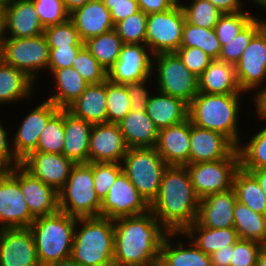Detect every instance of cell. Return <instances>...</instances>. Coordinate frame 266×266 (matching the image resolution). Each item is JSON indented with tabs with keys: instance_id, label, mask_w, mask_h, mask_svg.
<instances>
[{
	"instance_id": "cell-1",
	"label": "cell",
	"mask_w": 266,
	"mask_h": 266,
	"mask_svg": "<svg viewBox=\"0 0 266 266\" xmlns=\"http://www.w3.org/2000/svg\"><path fill=\"white\" fill-rule=\"evenodd\" d=\"M170 231L149 210L114 220V266H149L160 261Z\"/></svg>"
},
{
	"instance_id": "cell-2",
	"label": "cell",
	"mask_w": 266,
	"mask_h": 266,
	"mask_svg": "<svg viewBox=\"0 0 266 266\" xmlns=\"http://www.w3.org/2000/svg\"><path fill=\"white\" fill-rule=\"evenodd\" d=\"M199 202L186 166H167L150 211L170 232H184L196 221Z\"/></svg>"
},
{
	"instance_id": "cell-3",
	"label": "cell",
	"mask_w": 266,
	"mask_h": 266,
	"mask_svg": "<svg viewBox=\"0 0 266 266\" xmlns=\"http://www.w3.org/2000/svg\"><path fill=\"white\" fill-rule=\"evenodd\" d=\"M241 95L200 93L192 99L188 108L191 123L208 130L219 132L228 137L236 146L242 139L239 132Z\"/></svg>"
},
{
	"instance_id": "cell-4",
	"label": "cell",
	"mask_w": 266,
	"mask_h": 266,
	"mask_svg": "<svg viewBox=\"0 0 266 266\" xmlns=\"http://www.w3.org/2000/svg\"><path fill=\"white\" fill-rule=\"evenodd\" d=\"M71 257L80 266H114V220L77 218Z\"/></svg>"
},
{
	"instance_id": "cell-5",
	"label": "cell",
	"mask_w": 266,
	"mask_h": 266,
	"mask_svg": "<svg viewBox=\"0 0 266 266\" xmlns=\"http://www.w3.org/2000/svg\"><path fill=\"white\" fill-rule=\"evenodd\" d=\"M77 218L58 210L36 217L29 226L41 266H49L71 257Z\"/></svg>"
},
{
	"instance_id": "cell-6",
	"label": "cell",
	"mask_w": 266,
	"mask_h": 266,
	"mask_svg": "<svg viewBox=\"0 0 266 266\" xmlns=\"http://www.w3.org/2000/svg\"><path fill=\"white\" fill-rule=\"evenodd\" d=\"M93 182V162L76 163L58 192L59 210L76 218L99 217L101 201Z\"/></svg>"
},
{
	"instance_id": "cell-7",
	"label": "cell",
	"mask_w": 266,
	"mask_h": 266,
	"mask_svg": "<svg viewBox=\"0 0 266 266\" xmlns=\"http://www.w3.org/2000/svg\"><path fill=\"white\" fill-rule=\"evenodd\" d=\"M121 165L123 172L150 205L158 195L163 172L168 166L157 149L129 148Z\"/></svg>"
},
{
	"instance_id": "cell-8",
	"label": "cell",
	"mask_w": 266,
	"mask_h": 266,
	"mask_svg": "<svg viewBox=\"0 0 266 266\" xmlns=\"http://www.w3.org/2000/svg\"><path fill=\"white\" fill-rule=\"evenodd\" d=\"M153 60L152 70L153 73L154 70L157 72V88H154L189 105L199 92L198 77L183 64L176 53H160L154 55Z\"/></svg>"
},
{
	"instance_id": "cell-9",
	"label": "cell",
	"mask_w": 266,
	"mask_h": 266,
	"mask_svg": "<svg viewBox=\"0 0 266 266\" xmlns=\"http://www.w3.org/2000/svg\"><path fill=\"white\" fill-rule=\"evenodd\" d=\"M0 43L4 63L23 71L34 82L39 80L37 73L48 69L50 49L44 34L27 38L1 37Z\"/></svg>"
},
{
	"instance_id": "cell-10",
	"label": "cell",
	"mask_w": 266,
	"mask_h": 266,
	"mask_svg": "<svg viewBox=\"0 0 266 266\" xmlns=\"http://www.w3.org/2000/svg\"><path fill=\"white\" fill-rule=\"evenodd\" d=\"M196 195L202 199L212 193H221L233 188L240 158L236 149L229 157L186 165Z\"/></svg>"
},
{
	"instance_id": "cell-11",
	"label": "cell",
	"mask_w": 266,
	"mask_h": 266,
	"mask_svg": "<svg viewBox=\"0 0 266 266\" xmlns=\"http://www.w3.org/2000/svg\"><path fill=\"white\" fill-rule=\"evenodd\" d=\"M185 21L180 3L167 11L147 14L145 44L153 55L177 51Z\"/></svg>"
},
{
	"instance_id": "cell-12",
	"label": "cell",
	"mask_w": 266,
	"mask_h": 266,
	"mask_svg": "<svg viewBox=\"0 0 266 266\" xmlns=\"http://www.w3.org/2000/svg\"><path fill=\"white\" fill-rule=\"evenodd\" d=\"M30 213L20 186V165L0 170V229L29 228Z\"/></svg>"
},
{
	"instance_id": "cell-13",
	"label": "cell",
	"mask_w": 266,
	"mask_h": 266,
	"mask_svg": "<svg viewBox=\"0 0 266 266\" xmlns=\"http://www.w3.org/2000/svg\"><path fill=\"white\" fill-rule=\"evenodd\" d=\"M153 54L146 44H124L119 58L107 71V79L127 84L149 79L153 75Z\"/></svg>"
},
{
	"instance_id": "cell-14",
	"label": "cell",
	"mask_w": 266,
	"mask_h": 266,
	"mask_svg": "<svg viewBox=\"0 0 266 266\" xmlns=\"http://www.w3.org/2000/svg\"><path fill=\"white\" fill-rule=\"evenodd\" d=\"M150 205L122 171L101 202L100 216L115 220L147 213Z\"/></svg>"
},
{
	"instance_id": "cell-15",
	"label": "cell",
	"mask_w": 266,
	"mask_h": 266,
	"mask_svg": "<svg viewBox=\"0 0 266 266\" xmlns=\"http://www.w3.org/2000/svg\"><path fill=\"white\" fill-rule=\"evenodd\" d=\"M235 71L238 85L246 94L266 83V25L252 37Z\"/></svg>"
},
{
	"instance_id": "cell-16",
	"label": "cell",
	"mask_w": 266,
	"mask_h": 266,
	"mask_svg": "<svg viewBox=\"0 0 266 266\" xmlns=\"http://www.w3.org/2000/svg\"><path fill=\"white\" fill-rule=\"evenodd\" d=\"M43 102V103H42ZM26 114L13 139L11 140L15 156L21 161L37 150L39 136L48 121L60 110L50 100L45 99Z\"/></svg>"
},
{
	"instance_id": "cell-17",
	"label": "cell",
	"mask_w": 266,
	"mask_h": 266,
	"mask_svg": "<svg viewBox=\"0 0 266 266\" xmlns=\"http://www.w3.org/2000/svg\"><path fill=\"white\" fill-rule=\"evenodd\" d=\"M76 163L63 154L33 151L20 165L34 177L59 192L66 184L69 174Z\"/></svg>"
},
{
	"instance_id": "cell-18",
	"label": "cell",
	"mask_w": 266,
	"mask_h": 266,
	"mask_svg": "<svg viewBox=\"0 0 266 266\" xmlns=\"http://www.w3.org/2000/svg\"><path fill=\"white\" fill-rule=\"evenodd\" d=\"M0 266H41L29 228L0 229Z\"/></svg>"
},
{
	"instance_id": "cell-19",
	"label": "cell",
	"mask_w": 266,
	"mask_h": 266,
	"mask_svg": "<svg viewBox=\"0 0 266 266\" xmlns=\"http://www.w3.org/2000/svg\"><path fill=\"white\" fill-rule=\"evenodd\" d=\"M128 149L118 124L93 125L89 141L88 162L121 163Z\"/></svg>"
},
{
	"instance_id": "cell-20",
	"label": "cell",
	"mask_w": 266,
	"mask_h": 266,
	"mask_svg": "<svg viewBox=\"0 0 266 266\" xmlns=\"http://www.w3.org/2000/svg\"><path fill=\"white\" fill-rule=\"evenodd\" d=\"M237 146L225 135L198 127L190 121L189 164L229 157Z\"/></svg>"
},
{
	"instance_id": "cell-21",
	"label": "cell",
	"mask_w": 266,
	"mask_h": 266,
	"mask_svg": "<svg viewBox=\"0 0 266 266\" xmlns=\"http://www.w3.org/2000/svg\"><path fill=\"white\" fill-rule=\"evenodd\" d=\"M44 30L32 0H17L2 10L1 37H34Z\"/></svg>"
},
{
	"instance_id": "cell-22",
	"label": "cell",
	"mask_w": 266,
	"mask_h": 266,
	"mask_svg": "<svg viewBox=\"0 0 266 266\" xmlns=\"http://www.w3.org/2000/svg\"><path fill=\"white\" fill-rule=\"evenodd\" d=\"M237 201L233 188L221 193L209 194L199 202L196 222L208 228L234 227V207Z\"/></svg>"
},
{
	"instance_id": "cell-23",
	"label": "cell",
	"mask_w": 266,
	"mask_h": 266,
	"mask_svg": "<svg viewBox=\"0 0 266 266\" xmlns=\"http://www.w3.org/2000/svg\"><path fill=\"white\" fill-rule=\"evenodd\" d=\"M168 166H186L189 164L190 119L182 123L159 130L155 146Z\"/></svg>"
},
{
	"instance_id": "cell-24",
	"label": "cell",
	"mask_w": 266,
	"mask_h": 266,
	"mask_svg": "<svg viewBox=\"0 0 266 266\" xmlns=\"http://www.w3.org/2000/svg\"><path fill=\"white\" fill-rule=\"evenodd\" d=\"M69 19L73 22L83 42L114 29L110 10L102 0H91L73 10Z\"/></svg>"
},
{
	"instance_id": "cell-25",
	"label": "cell",
	"mask_w": 266,
	"mask_h": 266,
	"mask_svg": "<svg viewBox=\"0 0 266 266\" xmlns=\"http://www.w3.org/2000/svg\"><path fill=\"white\" fill-rule=\"evenodd\" d=\"M20 186L30 213L36 218L59 210L58 192L20 165Z\"/></svg>"
},
{
	"instance_id": "cell-26",
	"label": "cell",
	"mask_w": 266,
	"mask_h": 266,
	"mask_svg": "<svg viewBox=\"0 0 266 266\" xmlns=\"http://www.w3.org/2000/svg\"><path fill=\"white\" fill-rule=\"evenodd\" d=\"M107 80L89 84L66 110L88 123H107Z\"/></svg>"
},
{
	"instance_id": "cell-27",
	"label": "cell",
	"mask_w": 266,
	"mask_h": 266,
	"mask_svg": "<svg viewBox=\"0 0 266 266\" xmlns=\"http://www.w3.org/2000/svg\"><path fill=\"white\" fill-rule=\"evenodd\" d=\"M129 148H151L158 141L159 130L146 110L130 111L117 123Z\"/></svg>"
},
{
	"instance_id": "cell-28",
	"label": "cell",
	"mask_w": 266,
	"mask_h": 266,
	"mask_svg": "<svg viewBox=\"0 0 266 266\" xmlns=\"http://www.w3.org/2000/svg\"><path fill=\"white\" fill-rule=\"evenodd\" d=\"M93 125L64 109L63 155L75 163H88L90 134Z\"/></svg>"
},
{
	"instance_id": "cell-29",
	"label": "cell",
	"mask_w": 266,
	"mask_h": 266,
	"mask_svg": "<svg viewBox=\"0 0 266 266\" xmlns=\"http://www.w3.org/2000/svg\"><path fill=\"white\" fill-rule=\"evenodd\" d=\"M188 108L183 100L157 90V95L151 96L145 110L156 128L161 130L187 120Z\"/></svg>"
},
{
	"instance_id": "cell-30",
	"label": "cell",
	"mask_w": 266,
	"mask_h": 266,
	"mask_svg": "<svg viewBox=\"0 0 266 266\" xmlns=\"http://www.w3.org/2000/svg\"><path fill=\"white\" fill-rule=\"evenodd\" d=\"M178 235L180 232H170L164 240L159 261L162 266H211L210 255L205 254L192 240L188 247L182 241L174 243L176 240L171 238Z\"/></svg>"
},
{
	"instance_id": "cell-31",
	"label": "cell",
	"mask_w": 266,
	"mask_h": 266,
	"mask_svg": "<svg viewBox=\"0 0 266 266\" xmlns=\"http://www.w3.org/2000/svg\"><path fill=\"white\" fill-rule=\"evenodd\" d=\"M198 88L206 94L244 93L238 85L235 66L220 60H213L198 77Z\"/></svg>"
},
{
	"instance_id": "cell-32",
	"label": "cell",
	"mask_w": 266,
	"mask_h": 266,
	"mask_svg": "<svg viewBox=\"0 0 266 266\" xmlns=\"http://www.w3.org/2000/svg\"><path fill=\"white\" fill-rule=\"evenodd\" d=\"M180 235L186 236L188 241L192 240L199 249L208 255L219 249L227 248L229 245H234L239 240L234 227L214 229L200 226L196 221L184 232H180Z\"/></svg>"
},
{
	"instance_id": "cell-33",
	"label": "cell",
	"mask_w": 266,
	"mask_h": 266,
	"mask_svg": "<svg viewBox=\"0 0 266 266\" xmlns=\"http://www.w3.org/2000/svg\"><path fill=\"white\" fill-rule=\"evenodd\" d=\"M52 75L55 90L47 99L60 109H66L89 85L73 67L55 70Z\"/></svg>"
},
{
	"instance_id": "cell-34",
	"label": "cell",
	"mask_w": 266,
	"mask_h": 266,
	"mask_svg": "<svg viewBox=\"0 0 266 266\" xmlns=\"http://www.w3.org/2000/svg\"><path fill=\"white\" fill-rule=\"evenodd\" d=\"M34 83L23 71L3 62L0 66V105L30 98Z\"/></svg>"
},
{
	"instance_id": "cell-35",
	"label": "cell",
	"mask_w": 266,
	"mask_h": 266,
	"mask_svg": "<svg viewBox=\"0 0 266 266\" xmlns=\"http://www.w3.org/2000/svg\"><path fill=\"white\" fill-rule=\"evenodd\" d=\"M234 228L239 239L251 240L266 245V215L254 212L245 204L236 201Z\"/></svg>"
},
{
	"instance_id": "cell-36",
	"label": "cell",
	"mask_w": 266,
	"mask_h": 266,
	"mask_svg": "<svg viewBox=\"0 0 266 266\" xmlns=\"http://www.w3.org/2000/svg\"><path fill=\"white\" fill-rule=\"evenodd\" d=\"M233 189L237 201L245 204L254 212L266 215V195L257 179L241 167L236 171Z\"/></svg>"
},
{
	"instance_id": "cell-37",
	"label": "cell",
	"mask_w": 266,
	"mask_h": 266,
	"mask_svg": "<svg viewBox=\"0 0 266 266\" xmlns=\"http://www.w3.org/2000/svg\"><path fill=\"white\" fill-rule=\"evenodd\" d=\"M92 56L108 71L119 58L124 45L114 29L84 42Z\"/></svg>"
},
{
	"instance_id": "cell-38",
	"label": "cell",
	"mask_w": 266,
	"mask_h": 266,
	"mask_svg": "<svg viewBox=\"0 0 266 266\" xmlns=\"http://www.w3.org/2000/svg\"><path fill=\"white\" fill-rule=\"evenodd\" d=\"M180 47H198L213 60H218L221 44L214 28H204L185 21Z\"/></svg>"
},
{
	"instance_id": "cell-39",
	"label": "cell",
	"mask_w": 266,
	"mask_h": 266,
	"mask_svg": "<svg viewBox=\"0 0 266 266\" xmlns=\"http://www.w3.org/2000/svg\"><path fill=\"white\" fill-rule=\"evenodd\" d=\"M248 141V142H247ZM237 146L242 169L266 168V126L254 134L250 140Z\"/></svg>"
},
{
	"instance_id": "cell-40",
	"label": "cell",
	"mask_w": 266,
	"mask_h": 266,
	"mask_svg": "<svg viewBox=\"0 0 266 266\" xmlns=\"http://www.w3.org/2000/svg\"><path fill=\"white\" fill-rule=\"evenodd\" d=\"M265 21L255 16L234 39L221 46L218 60L235 66L252 37L265 25Z\"/></svg>"
},
{
	"instance_id": "cell-41",
	"label": "cell",
	"mask_w": 266,
	"mask_h": 266,
	"mask_svg": "<svg viewBox=\"0 0 266 266\" xmlns=\"http://www.w3.org/2000/svg\"><path fill=\"white\" fill-rule=\"evenodd\" d=\"M64 147V109H60L47 123L39 136L37 152L62 154Z\"/></svg>"
},
{
	"instance_id": "cell-42",
	"label": "cell",
	"mask_w": 266,
	"mask_h": 266,
	"mask_svg": "<svg viewBox=\"0 0 266 266\" xmlns=\"http://www.w3.org/2000/svg\"><path fill=\"white\" fill-rule=\"evenodd\" d=\"M180 6L185 15V20L196 26L214 28L223 13L208 0H190V4Z\"/></svg>"
},
{
	"instance_id": "cell-43",
	"label": "cell",
	"mask_w": 266,
	"mask_h": 266,
	"mask_svg": "<svg viewBox=\"0 0 266 266\" xmlns=\"http://www.w3.org/2000/svg\"><path fill=\"white\" fill-rule=\"evenodd\" d=\"M107 123H118L131 111V99L123 84L107 79Z\"/></svg>"
},
{
	"instance_id": "cell-44",
	"label": "cell",
	"mask_w": 266,
	"mask_h": 266,
	"mask_svg": "<svg viewBox=\"0 0 266 266\" xmlns=\"http://www.w3.org/2000/svg\"><path fill=\"white\" fill-rule=\"evenodd\" d=\"M147 14L142 10L114 24L115 32L124 44H145Z\"/></svg>"
},
{
	"instance_id": "cell-45",
	"label": "cell",
	"mask_w": 266,
	"mask_h": 266,
	"mask_svg": "<svg viewBox=\"0 0 266 266\" xmlns=\"http://www.w3.org/2000/svg\"><path fill=\"white\" fill-rule=\"evenodd\" d=\"M43 34L46 37L49 48L84 46L79 32L70 19L63 23L46 27Z\"/></svg>"
},
{
	"instance_id": "cell-46",
	"label": "cell",
	"mask_w": 266,
	"mask_h": 266,
	"mask_svg": "<svg viewBox=\"0 0 266 266\" xmlns=\"http://www.w3.org/2000/svg\"><path fill=\"white\" fill-rule=\"evenodd\" d=\"M254 17V14L251 15V12L247 10L238 13H224L214 26L221 46L234 39Z\"/></svg>"
},
{
	"instance_id": "cell-47",
	"label": "cell",
	"mask_w": 266,
	"mask_h": 266,
	"mask_svg": "<svg viewBox=\"0 0 266 266\" xmlns=\"http://www.w3.org/2000/svg\"><path fill=\"white\" fill-rule=\"evenodd\" d=\"M72 67L88 84H99L107 80V70L92 56L85 45L74 57Z\"/></svg>"
},
{
	"instance_id": "cell-48",
	"label": "cell",
	"mask_w": 266,
	"mask_h": 266,
	"mask_svg": "<svg viewBox=\"0 0 266 266\" xmlns=\"http://www.w3.org/2000/svg\"><path fill=\"white\" fill-rule=\"evenodd\" d=\"M122 171L121 163L93 162L94 190L101 202Z\"/></svg>"
},
{
	"instance_id": "cell-49",
	"label": "cell",
	"mask_w": 266,
	"mask_h": 266,
	"mask_svg": "<svg viewBox=\"0 0 266 266\" xmlns=\"http://www.w3.org/2000/svg\"><path fill=\"white\" fill-rule=\"evenodd\" d=\"M43 27L60 24L69 19L62 0H32Z\"/></svg>"
},
{
	"instance_id": "cell-50",
	"label": "cell",
	"mask_w": 266,
	"mask_h": 266,
	"mask_svg": "<svg viewBox=\"0 0 266 266\" xmlns=\"http://www.w3.org/2000/svg\"><path fill=\"white\" fill-rule=\"evenodd\" d=\"M262 246L256 241L239 239L232 249L230 266H257V258Z\"/></svg>"
},
{
	"instance_id": "cell-51",
	"label": "cell",
	"mask_w": 266,
	"mask_h": 266,
	"mask_svg": "<svg viewBox=\"0 0 266 266\" xmlns=\"http://www.w3.org/2000/svg\"><path fill=\"white\" fill-rule=\"evenodd\" d=\"M175 53L182 60L183 64L197 77L213 61L211 57L198 47H179Z\"/></svg>"
},
{
	"instance_id": "cell-52",
	"label": "cell",
	"mask_w": 266,
	"mask_h": 266,
	"mask_svg": "<svg viewBox=\"0 0 266 266\" xmlns=\"http://www.w3.org/2000/svg\"><path fill=\"white\" fill-rule=\"evenodd\" d=\"M82 47H58L49 48L48 70L52 74L55 70L70 68L73 64L74 57Z\"/></svg>"
},
{
	"instance_id": "cell-53",
	"label": "cell",
	"mask_w": 266,
	"mask_h": 266,
	"mask_svg": "<svg viewBox=\"0 0 266 266\" xmlns=\"http://www.w3.org/2000/svg\"><path fill=\"white\" fill-rule=\"evenodd\" d=\"M151 78L152 77H150L149 79H144L142 81L125 84L126 90L131 99V111L146 109L147 104L152 96V94L149 93L147 86L148 81L152 82Z\"/></svg>"
},
{
	"instance_id": "cell-54",
	"label": "cell",
	"mask_w": 266,
	"mask_h": 266,
	"mask_svg": "<svg viewBox=\"0 0 266 266\" xmlns=\"http://www.w3.org/2000/svg\"><path fill=\"white\" fill-rule=\"evenodd\" d=\"M7 129L0 120V170H9L20 165L21 161L15 156L12 144L8 141Z\"/></svg>"
},
{
	"instance_id": "cell-55",
	"label": "cell",
	"mask_w": 266,
	"mask_h": 266,
	"mask_svg": "<svg viewBox=\"0 0 266 266\" xmlns=\"http://www.w3.org/2000/svg\"><path fill=\"white\" fill-rule=\"evenodd\" d=\"M104 5L110 10L112 21L114 24L140 11L137 0H130V3Z\"/></svg>"
},
{
	"instance_id": "cell-56",
	"label": "cell",
	"mask_w": 266,
	"mask_h": 266,
	"mask_svg": "<svg viewBox=\"0 0 266 266\" xmlns=\"http://www.w3.org/2000/svg\"><path fill=\"white\" fill-rule=\"evenodd\" d=\"M182 0H137L140 10L145 14L167 11L178 5Z\"/></svg>"
},
{
	"instance_id": "cell-57",
	"label": "cell",
	"mask_w": 266,
	"mask_h": 266,
	"mask_svg": "<svg viewBox=\"0 0 266 266\" xmlns=\"http://www.w3.org/2000/svg\"><path fill=\"white\" fill-rule=\"evenodd\" d=\"M233 248L234 245H229L210 254L211 266H230Z\"/></svg>"
},
{
	"instance_id": "cell-58",
	"label": "cell",
	"mask_w": 266,
	"mask_h": 266,
	"mask_svg": "<svg viewBox=\"0 0 266 266\" xmlns=\"http://www.w3.org/2000/svg\"><path fill=\"white\" fill-rule=\"evenodd\" d=\"M258 88H256L255 90L257 91L253 93V102L256 108V113H258L257 116L266 121V83L264 86H259Z\"/></svg>"
},
{
	"instance_id": "cell-59",
	"label": "cell",
	"mask_w": 266,
	"mask_h": 266,
	"mask_svg": "<svg viewBox=\"0 0 266 266\" xmlns=\"http://www.w3.org/2000/svg\"><path fill=\"white\" fill-rule=\"evenodd\" d=\"M210 1L217 9H219L223 14L224 13H238L243 10L241 6V1L244 0H208Z\"/></svg>"
},
{
	"instance_id": "cell-60",
	"label": "cell",
	"mask_w": 266,
	"mask_h": 266,
	"mask_svg": "<svg viewBox=\"0 0 266 266\" xmlns=\"http://www.w3.org/2000/svg\"><path fill=\"white\" fill-rule=\"evenodd\" d=\"M249 171L258 181L259 185L261 186L262 190L266 195V168L264 169H244Z\"/></svg>"
},
{
	"instance_id": "cell-61",
	"label": "cell",
	"mask_w": 266,
	"mask_h": 266,
	"mask_svg": "<svg viewBox=\"0 0 266 266\" xmlns=\"http://www.w3.org/2000/svg\"><path fill=\"white\" fill-rule=\"evenodd\" d=\"M90 1L91 0H62L63 4L65 5L66 10L69 13H71L76 8L81 7Z\"/></svg>"
},
{
	"instance_id": "cell-62",
	"label": "cell",
	"mask_w": 266,
	"mask_h": 266,
	"mask_svg": "<svg viewBox=\"0 0 266 266\" xmlns=\"http://www.w3.org/2000/svg\"><path fill=\"white\" fill-rule=\"evenodd\" d=\"M49 266H80L72 257L62 259Z\"/></svg>"
},
{
	"instance_id": "cell-63",
	"label": "cell",
	"mask_w": 266,
	"mask_h": 266,
	"mask_svg": "<svg viewBox=\"0 0 266 266\" xmlns=\"http://www.w3.org/2000/svg\"><path fill=\"white\" fill-rule=\"evenodd\" d=\"M257 266H266V245H263L259 251Z\"/></svg>"
},
{
	"instance_id": "cell-64",
	"label": "cell",
	"mask_w": 266,
	"mask_h": 266,
	"mask_svg": "<svg viewBox=\"0 0 266 266\" xmlns=\"http://www.w3.org/2000/svg\"><path fill=\"white\" fill-rule=\"evenodd\" d=\"M16 1L17 0H0V9L3 10L4 8L8 7Z\"/></svg>"
},
{
	"instance_id": "cell-65",
	"label": "cell",
	"mask_w": 266,
	"mask_h": 266,
	"mask_svg": "<svg viewBox=\"0 0 266 266\" xmlns=\"http://www.w3.org/2000/svg\"><path fill=\"white\" fill-rule=\"evenodd\" d=\"M103 4L130 3V0H102Z\"/></svg>"
},
{
	"instance_id": "cell-66",
	"label": "cell",
	"mask_w": 266,
	"mask_h": 266,
	"mask_svg": "<svg viewBox=\"0 0 266 266\" xmlns=\"http://www.w3.org/2000/svg\"><path fill=\"white\" fill-rule=\"evenodd\" d=\"M253 5H260L261 8L265 9L266 11V0H251Z\"/></svg>"
},
{
	"instance_id": "cell-67",
	"label": "cell",
	"mask_w": 266,
	"mask_h": 266,
	"mask_svg": "<svg viewBox=\"0 0 266 266\" xmlns=\"http://www.w3.org/2000/svg\"><path fill=\"white\" fill-rule=\"evenodd\" d=\"M4 62V58H3V49L0 43V66L2 65V63Z\"/></svg>"
},
{
	"instance_id": "cell-68",
	"label": "cell",
	"mask_w": 266,
	"mask_h": 266,
	"mask_svg": "<svg viewBox=\"0 0 266 266\" xmlns=\"http://www.w3.org/2000/svg\"><path fill=\"white\" fill-rule=\"evenodd\" d=\"M2 34V10L0 9V38Z\"/></svg>"
},
{
	"instance_id": "cell-69",
	"label": "cell",
	"mask_w": 266,
	"mask_h": 266,
	"mask_svg": "<svg viewBox=\"0 0 266 266\" xmlns=\"http://www.w3.org/2000/svg\"><path fill=\"white\" fill-rule=\"evenodd\" d=\"M149 266H162V264L160 262H157V263H154V264L149 265Z\"/></svg>"
}]
</instances>
